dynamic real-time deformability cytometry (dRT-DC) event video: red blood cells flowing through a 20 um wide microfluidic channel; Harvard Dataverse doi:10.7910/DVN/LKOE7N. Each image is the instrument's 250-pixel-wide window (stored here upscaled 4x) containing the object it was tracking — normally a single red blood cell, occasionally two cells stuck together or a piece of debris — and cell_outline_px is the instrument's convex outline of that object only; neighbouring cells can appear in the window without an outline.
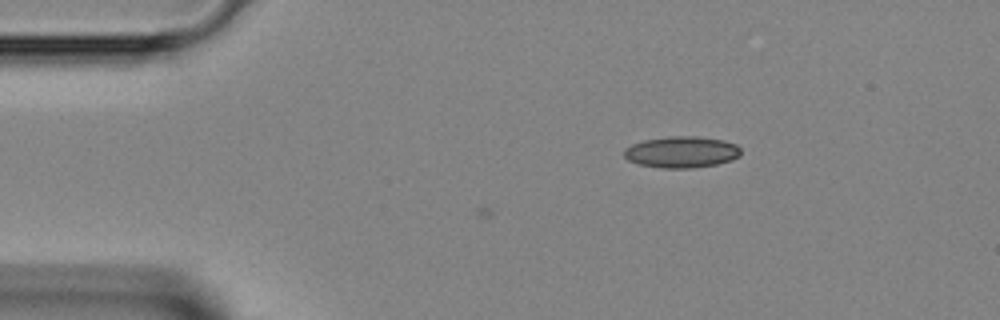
{"species": "Egyptian fruit bat (a non-hibernating species)", "species_latin": "Rousettus aegyptiacus", "temperature_condition": "room temperature", "stored_images_in_passage": 2, "camera_frame_rate_fps": 3000, "um_per_image_px": 0.085, "animal": {"sex": "female"}, "frame": {"image": 1, "passage_image": 2, "time_ms": 0.333, "image_size_px": [1000, 320], "cell_outline_px": [[740, 156], [732, 160], [716, 164], [692, 168], [660, 168], [640, 164], [628, 160], [624, 156], [624, 148], [632, 144], [644, 140], [668, 136], [696, 136], [724, 140], [736, 144], [740, 148]], "centroid_in_image_um": [57.94, 12.92], "position_along_channel_um": 27.1, "area_um2": 21.44}}